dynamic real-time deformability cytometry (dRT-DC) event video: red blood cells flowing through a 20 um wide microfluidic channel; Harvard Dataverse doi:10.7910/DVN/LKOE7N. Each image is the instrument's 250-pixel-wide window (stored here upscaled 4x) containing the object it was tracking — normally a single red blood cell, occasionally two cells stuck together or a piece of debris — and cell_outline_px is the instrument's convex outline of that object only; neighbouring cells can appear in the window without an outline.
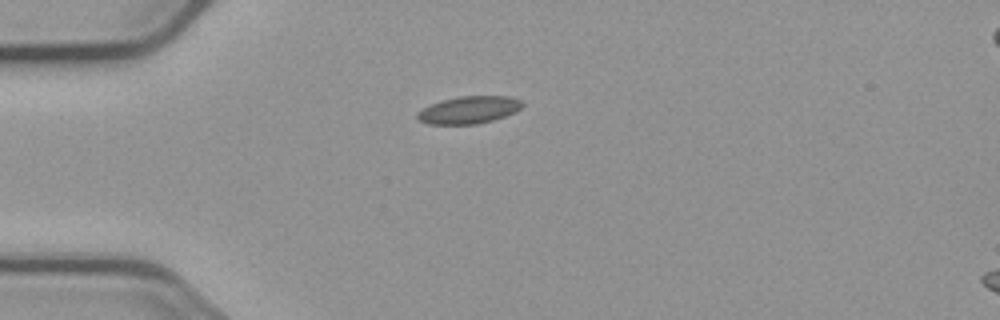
{"species": "common noctule bat (a hibernating species)", "species_latin": "Nyctalus noctula", "temperature_condition": "cold", "stored_images_in_passage": 2, "camera_frame_rate_fps": 3000, "um_per_image_px": 0.085, "animal": {"sex": "male", "body_mass_g": 23.1, "forearm_length_mm": 52.7}, "frame": {"image": 1, "passage_image": 2, "time_ms": 1.333, "image_size_px": [1000, 320], "cell_outline_px": [[524, 104], [516, 112], [492, 120], [476, 124], [428, 124], [416, 120], [416, 112], [440, 100], [460, 96], [512, 96], [520, 100]], "centroid_in_image_um": [39.84, 9.34], "position_along_channel_um": 45.2, "area_um2": 16.82}}